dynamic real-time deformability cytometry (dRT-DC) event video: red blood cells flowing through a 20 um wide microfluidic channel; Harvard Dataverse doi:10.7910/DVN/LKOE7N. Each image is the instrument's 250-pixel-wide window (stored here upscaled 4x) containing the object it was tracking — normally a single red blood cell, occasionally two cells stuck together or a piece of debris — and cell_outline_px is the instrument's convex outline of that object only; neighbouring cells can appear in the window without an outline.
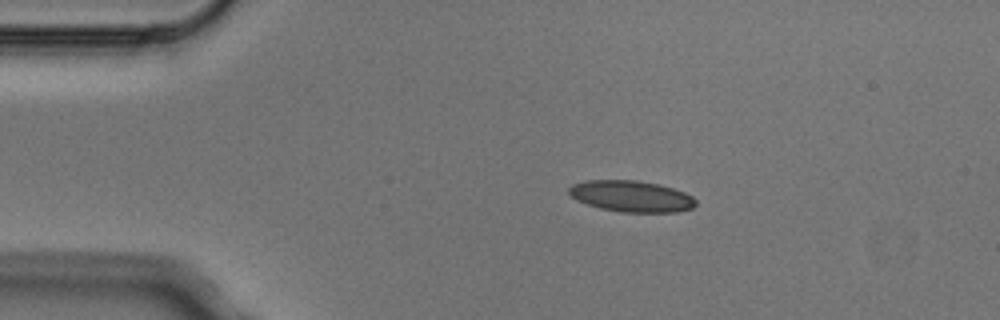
{"species": "Egyptian fruit bat (a non-hibernating species)", "species_latin": "Rousettus aegyptiacus", "temperature_condition": "cold", "stored_images_in_passage": 3, "camera_frame_rate_fps": 3000, "um_per_image_px": 0.085, "animal": {"sex": "male"}, "frame": {"image": 1, "passage_image": 2, "time_ms": 0.333, "image_size_px": [1000, 320], "cell_outline_px": [[696, 204], [692, 208], [676, 212], [620, 212], [600, 208], [576, 200], [568, 192], [568, 188], [572, 184], [584, 180], [636, 180], [660, 184], [684, 192], [692, 196], [696, 200]], "centroid_in_image_um": [53.65, 16.67], "position_along_channel_um": 31.3, "area_um2": 23.18}}